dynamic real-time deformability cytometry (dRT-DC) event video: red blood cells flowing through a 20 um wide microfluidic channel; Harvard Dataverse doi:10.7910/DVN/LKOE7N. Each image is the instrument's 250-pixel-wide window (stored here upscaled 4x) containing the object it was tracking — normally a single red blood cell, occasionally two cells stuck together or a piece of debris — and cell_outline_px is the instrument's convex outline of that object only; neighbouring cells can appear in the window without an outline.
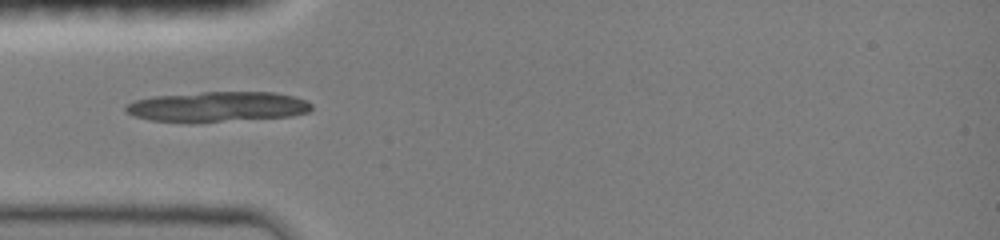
{"species": "common noctule bat (a hibernating species)", "species_latin": "Nyctalus noctula", "temperature_condition": "room temperature", "stored_images_in_passage": 28, "camera_frame_rate_fps": 3000, "um_per_image_px": 0.085, "animal": {"sex": "female", "body_mass_g": 19.0, "forearm_length_mm": 51.5}, "frame": {"image": 1, "passage_image": 1, "time_ms": 0.0, "image_size_px": [1000, 240], "cell_outline_px": [[312, 108], [308, 112], [292, 116], [192, 124], [188, 124], [148, 120], [124, 112], [124, 104], [136, 100], [152, 96], [200, 92], [276, 92], [292, 96], [304, 100], [312, 104]], "centroid_in_image_um": [18.41, 9.09], "position_along_channel_um": 66.6, "area_um2": 33.47}}